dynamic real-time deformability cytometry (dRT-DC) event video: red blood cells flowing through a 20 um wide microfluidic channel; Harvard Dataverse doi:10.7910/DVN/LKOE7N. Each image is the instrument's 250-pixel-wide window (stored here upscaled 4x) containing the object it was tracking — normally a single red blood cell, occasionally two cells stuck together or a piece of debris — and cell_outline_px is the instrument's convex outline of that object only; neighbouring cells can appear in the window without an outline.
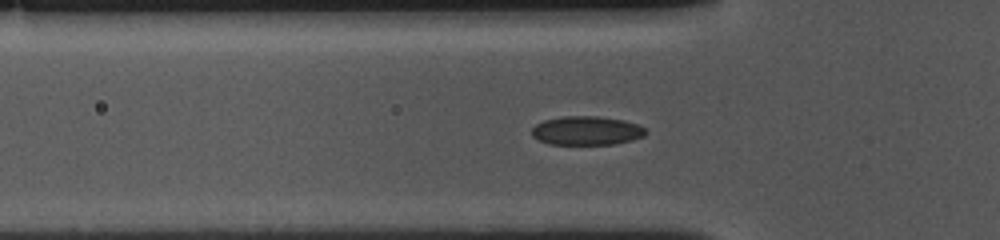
{"species": "common noctule bat (a hibernating species)", "species_latin": "Nyctalus noctula", "temperature_condition": "cold", "stored_images_in_passage": 49, "camera_frame_rate_fps": 3000, "um_per_image_px": 0.085, "animal": {"sex": "female", "body_mass_g": 10.0, "forearm_length_mm": 53.1}, "frame": {"image": 1, "passage_image": 15, "time_ms": 4.667, "image_size_px": [1000, 240], "cell_outline_px": [[648, 132], [644, 136], [632, 140], [612, 144], [548, 144], [532, 136], [532, 128], [536, 124], [544, 120], [564, 116], [596, 116], [624, 120], [640, 124]], "centroid_in_image_um": [49.89, 11.1], "position_along_channel_um": 75.9, "area_um2": 19.19}}
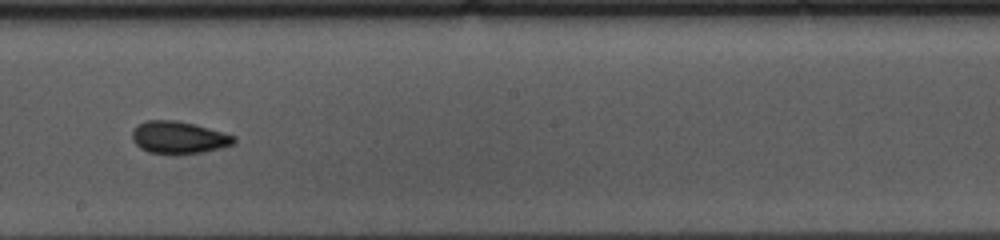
{"frame": {"image": 2, "passage_image": 28, "time_ms": 9.0, "image_size_px": [1000, 240], "cell_outline_px": [[236, 140], [232, 144], [220, 148], [200, 152], [176, 156], [148, 152], [140, 148], [132, 140], [132, 132], [136, 124], [148, 120], [176, 120], [224, 132], [236, 136]], "centroid_in_image_um": [15.15, 11.7], "position_along_channel_um": 233.0, "area_um2": 19.42}}
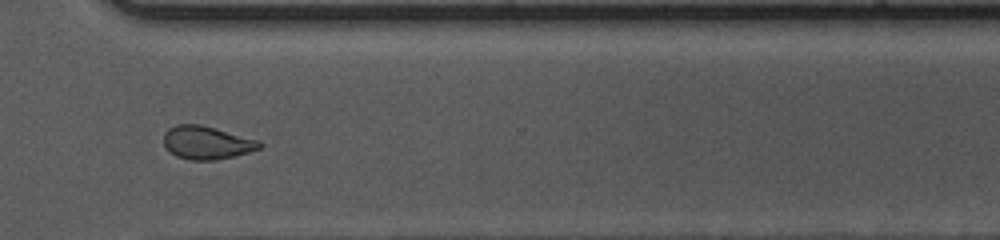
{"frame": {"image": 3, "passage_image": 38, "time_ms": 12.333, "image_size_px": [1000, 240], "cell_outline_px": [[264, 144], [260, 148], [248, 152], [216, 160], [188, 160], [176, 156], [168, 152], [164, 148], [164, 132], [168, 128], [176, 124], [200, 124], [260, 140]], "centroid_in_image_um": [17.54, 12.12], "position_along_channel_um": 353.1, "area_um2": 18.73}, "authors_computed_cell_mechanics": {"area_um2": 19.1318, "velocity_mm_per_s": 3.6082, "shape_relaxation_time_tau1_ms": 5.5912, "shape_relaxation_time_tau2_ms": 3.8568, "deformation_change_tau1": 0.1157, "deformation_change_tau2": 0.0768}}